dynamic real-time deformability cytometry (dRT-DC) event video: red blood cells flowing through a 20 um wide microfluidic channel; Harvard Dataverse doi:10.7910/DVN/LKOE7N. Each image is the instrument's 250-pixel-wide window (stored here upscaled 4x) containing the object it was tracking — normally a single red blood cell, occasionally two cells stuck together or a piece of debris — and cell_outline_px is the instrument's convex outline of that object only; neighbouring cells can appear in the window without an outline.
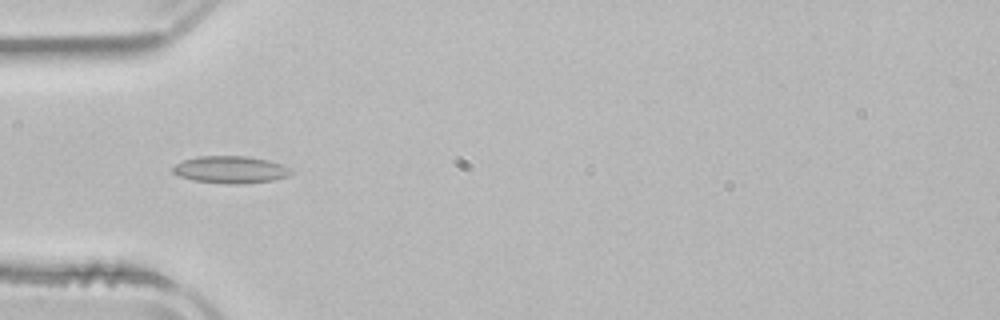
{"species": "common noctule bat (a hibernating species)", "species_latin": "Nyctalus noctula", "temperature_condition": "room temperature", "stored_images_in_passage": 50, "camera_frame_rate_fps": 3000, "um_per_image_px": 0.085, "animal": {"sex": "male", "body_mass_g": 21.5, "forearm_length_mm": 52.0}, "frame": {"image": 1, "passage_image": 14, "time_ms": 4.333, "image_size_px": [1000, 320], "cell_outline_px": [[292, 172], [288, 176], [272, 180], [244, 184], [228, 184], [192, 180], [180, 176], [172, 172], [172, 168], [176, 164], [184, 160], [196, 156], [248, 156], [268, 160], [292, 168]], "centroid_in_image_um": [19.6, 14.42], "position_along_channel_um": 65.4, "area_um2": 18.79}}
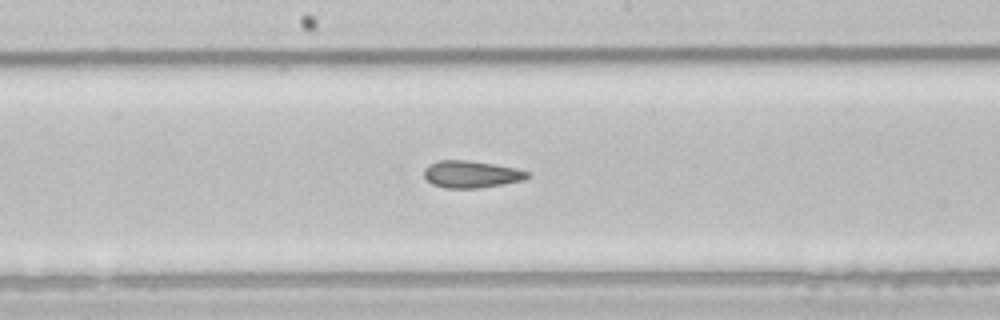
{"frame": {"image": 2, "passage_image": 25, "time_ms": 8.0, "image_size_px": [1000, 320], "cell_outline_px": [[532, 176], [524, 180], [480, 188], [448, 188], [432, 184], [424, 176], [424, 168], [428, 164], [436, 160], [468, 160], [516, 168], [528, 172]], "centroid_in_image_um": [40.05, 14.8], "position_along_channel_um": 208.2, "area_um2": 16.36}}
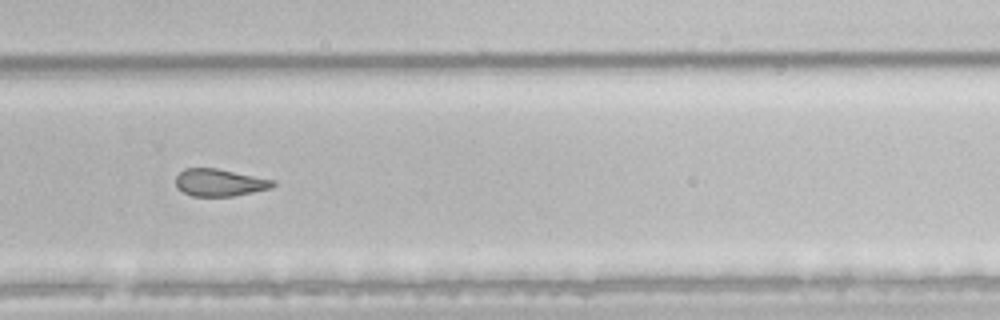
{"frame": {"image": 3, "passage_image": 33, "time_ms": 10.667, "image_size_px": [1000, 320], "cell_outline_px": [[276, 184], [272, 188], [232, 196], [192, 196], [176, 188], [176, 176], [184, 168], [216, 168], [276, 180]], "centroid_in_image_um": [18.67, 15.51], "position_along_channel_um": 311.1, "area_um2": 15.49}, "authors_computed_cell_mechanics": {"area_um2": 17.6001, "velocity_mm_per_s": 3.8964, "shape_relaxation_time_tau1_ms": 8.3095, "shape_relaxation_time_tau2_ms": 2.8631, "deformation_change_tau1": 0.1329, "deformation_change_tau2": 0.1063}}